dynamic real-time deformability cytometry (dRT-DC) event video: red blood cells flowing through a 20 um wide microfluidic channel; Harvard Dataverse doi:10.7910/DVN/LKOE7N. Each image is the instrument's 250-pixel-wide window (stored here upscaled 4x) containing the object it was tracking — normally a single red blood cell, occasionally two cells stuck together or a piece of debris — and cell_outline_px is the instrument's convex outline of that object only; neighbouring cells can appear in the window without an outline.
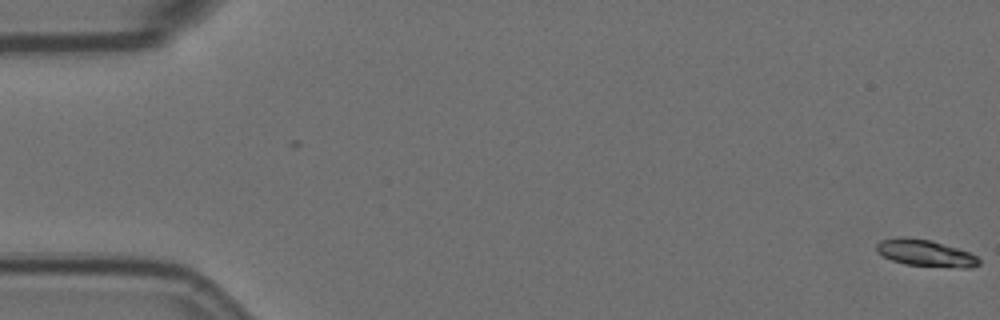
{"species": "Egyptian fruit bat (a non-hibernating species)", "species_latin": "Rousettus aegyptiacus", "temperature_condition": "room temperature", "stored_images_in_passage": 2, "camera_frame_rate_fps": 3000, "um_per_image_px": 0.085, "animal": {"sex": "female"}, "frame": {"image": 1, "passage_image": 2, "time_ms": 0.333, "image_size_px": [1000, 320], "cell_outline_px": [[980, 264], [972, 268], [960, 268], [904, 264], [892, 260], [876, 252], [876, 244], [880, 240], [900, 236], [904, 236], [932, 240], [968, 252], [976, 256], [980, 260]], "centroid_in_image_um": [78.64, 21.5], "position_along_channel_um": 6.4, "area_um2": 16.07}}